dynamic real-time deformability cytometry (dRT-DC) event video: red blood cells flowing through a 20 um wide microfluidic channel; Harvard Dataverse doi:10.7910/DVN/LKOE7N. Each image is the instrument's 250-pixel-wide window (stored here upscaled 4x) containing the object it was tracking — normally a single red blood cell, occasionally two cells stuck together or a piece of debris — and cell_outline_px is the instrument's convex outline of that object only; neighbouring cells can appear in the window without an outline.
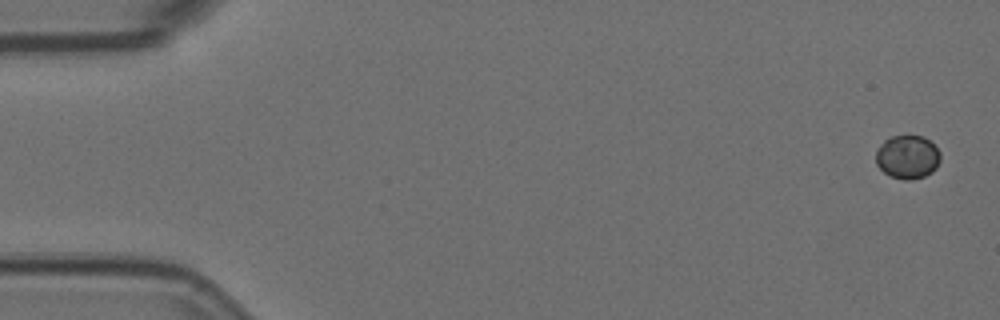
{"species": "Egyptian fruit bat (a non-hibernating species)", "species_latin": "Rousettus aegyptiacus", "temperature_condition": "room temperature", "stored_images_in_passage": 6, "camera_frame_rate_fps": 3000, "um_per_image_px": 0.085, "animal": {"sex": "female"}, "frame": {"image": 1, "passage_image": 1, "time_ms": 0.0, "image_size_px": [1000, 320], "cell_outline_px": [[940, 160], [936, 168], [932, 172], [924, 176], [912, 180], [904, 180], [892, 176], [884, 172], [876, 164], [876, 152], [880, 144], [884, 140], [892, 136], [924, 136], [940, 152]], "centroid_in_image_um": [77.13, 13.35], "position_along_channel_um": 7.9, "area_um2": 16.3}}
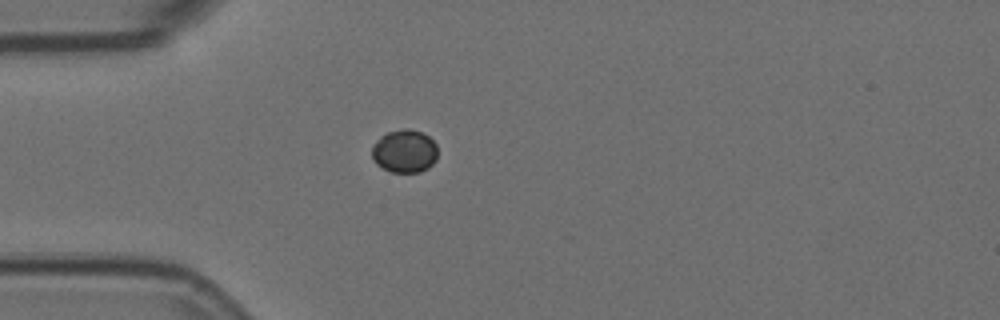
{"frame": {"image": 2, "passage_image": 5, "time_ms": 1.333, "image_size_px": [1000, 320], "cell_outline_px": [[436, 160], [428, 168], [420, 172], [392, 172], [376, 164], [372, 160], [372, 144], [380, 136], [388, 132], [404, 128], [408, 128], [424, 132], [436, 144]], "centroid_in_image_um": [34.37, 12.84], "position_along_channel_um": 50.6, "area_um2": 16.65}}